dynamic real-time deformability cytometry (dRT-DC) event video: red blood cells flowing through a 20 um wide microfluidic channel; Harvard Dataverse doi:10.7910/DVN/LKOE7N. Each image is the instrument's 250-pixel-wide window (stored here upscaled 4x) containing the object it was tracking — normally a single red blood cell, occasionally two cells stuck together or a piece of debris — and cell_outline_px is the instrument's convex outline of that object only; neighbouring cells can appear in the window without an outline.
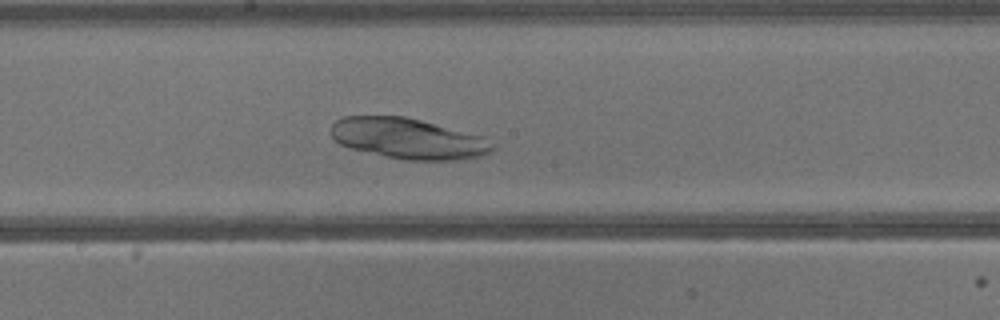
{"species": "common noctule bat (a hibernating species)", "species_latin": "Nyctalus noctula", "temperature_condition": "warm", "stored_images_in_passage": 28, "camera_frame_rate_fps": 3000, "um_per_image_px": 0.085, "animal": {"sex": "male", "body_mass_g": 13.3}, "frame": {"image": 1, "passage_image": 13, "time_ms": 4.0, "image_size_px": [1000, 320], "cell_outline_px": [[496, 148], [492, 152], [484, 156], [456, 160], [404, 160], [384, 156], [352, 148], [340, 144], [332, 140], [332, 124], [336, 120], [344, 116], [404, 116], [484, 136]], "centroid_in_image_um": [34.72, 11.78], "position_along_channel_um": 213.5, "area_um2": 38.38}}
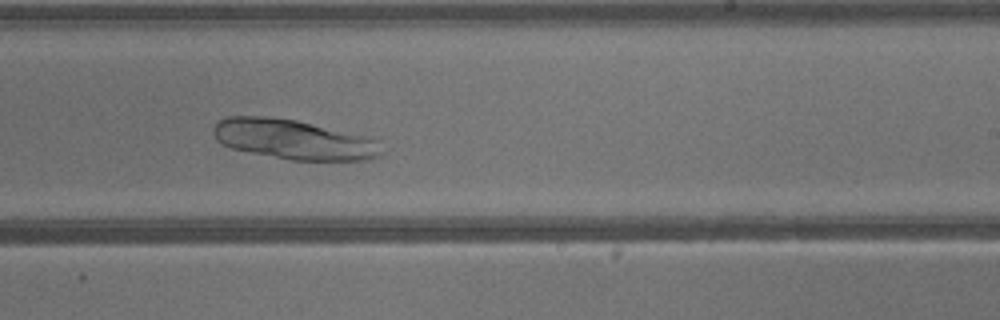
{"frame": {"image": 2, "passage_image": 16, "time_ms": 5.0, "image_size_px": [1000, 320], "cell_outline_px": [[384, 152], [380, 156], [368, 160], [292, 160], [232, 148], [216, 140], [212, 132], [212, 128], [216, 120], [228, 116], [260, 116], [296, 120], [364, 136], [380, 140]], "centroid_in_image_um": [24.97, 11.85], "position_along_channel_um": 264.0, "area_um2": 38.96}}